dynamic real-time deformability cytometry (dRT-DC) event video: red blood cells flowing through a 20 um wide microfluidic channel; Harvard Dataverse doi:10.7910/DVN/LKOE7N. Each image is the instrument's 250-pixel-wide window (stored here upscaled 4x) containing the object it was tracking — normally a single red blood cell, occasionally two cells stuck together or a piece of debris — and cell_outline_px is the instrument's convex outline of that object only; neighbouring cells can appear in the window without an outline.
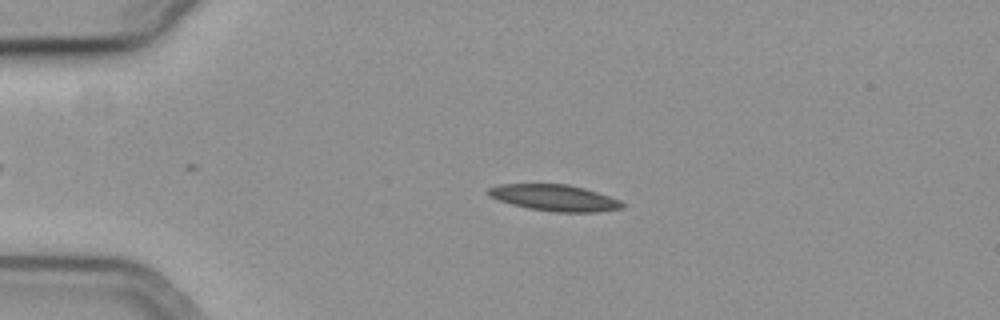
{"species": "common noctule bat (a hibernating species)", "species_latin": "Nyctalus noctula", "temperature_condition": "cold", "stored_images_in_passage": 44, "camera_frame_rate_fps": 3000, "um_per_image_px": 0.085, "animal": {"sex": "female", "body_mass_g": 19.3, "forearm_length_mm": 54.1}, "frame": {"image": 1, "passage_image": 13, "time_ms": 4.0, "image_size_px": [1000, 320], "cell_outline_px": [[624, 208], [592, 212], [556, 212], [528, 208], [512, 204], [488, 196], [488, 188], [500, 184], [568, 184], [584, 188], [620, 200], [624, 204]], "centroid_in_image_um": [47.13, 16.81], "position_along_channel_um": 37.9, "area_um2": 20.35}}
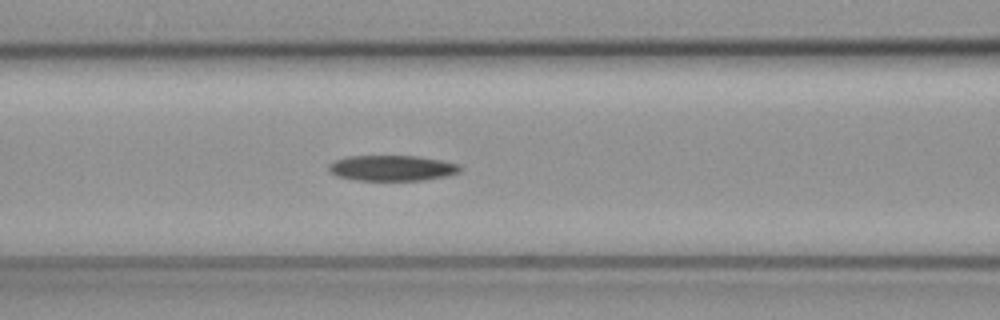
{"frame": {"image": 2, "passage_image": 24, "time_ms": 7.667, "image_size_px": [1000, 320], "cell_outline_px": [[464, 168], [460, 172], [448, 176], [424, 180], [356, 180], [336, 176], [328, 172], [328, 164], [336, 160], [348, 156], [416, 156], [444, 160], [460, 164]], "centroid_in_image_um": [33.36, 14.28], "position_along_channel_um": 133.2, "area_um2": 19.88}}
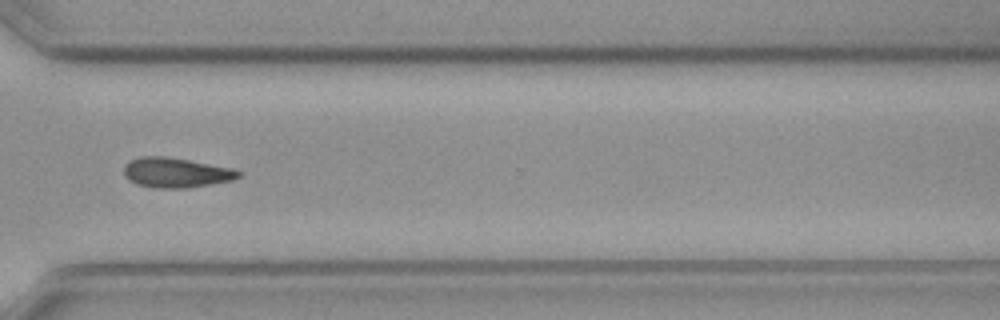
{"frame": {"image": 3, "passage_image": 42, "time_ms": 13.667, "image_size_px": [1000, 320], "cell_outline_px": [[240, 176], [232, 180], [212, 184], [188, 188], [156, 188], [136, 184], [128, 180], [124, 172], [124, 164], [128, 160], [140, 156], [164, 156], [188, 160], [232, 168], [240, 172]], "centroid_in_image_um": [14.91, 14.67], "position_along_channel_um": 355.7, "area_um2": 20.0}, "authors_computed_cell_mechanics": {"area_um2": 20.0855, "velocity_mm_per_s": 3.708, "shape_relaxation_time_tau1_ms": 8.2816, "shape_relaxation_time_tau2_ms": 7.0689, "deformation_change_tau1": 0.1648, "deformation_change_tau2": 0.1527}}